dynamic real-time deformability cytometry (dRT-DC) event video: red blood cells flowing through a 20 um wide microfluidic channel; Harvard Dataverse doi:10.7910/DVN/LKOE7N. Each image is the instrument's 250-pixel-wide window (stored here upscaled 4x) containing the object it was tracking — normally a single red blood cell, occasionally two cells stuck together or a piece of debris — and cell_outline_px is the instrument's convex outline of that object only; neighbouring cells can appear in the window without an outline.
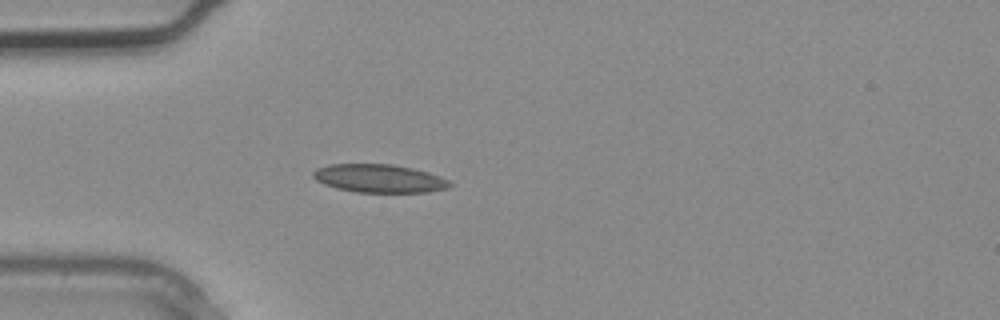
{"species": "common noctule bat (a hibernating species)", "species_latin": "Nyctalus noctula", "temperature_condition": "warm", "stored_images_in_passage": 2, "camera_frame_rate_fps": 3000, "um_per_image_px": 0.085, "animal": {"sex": "male", "body_mass_g": 20.4}, "frame": {"image": 1, "passage_image": 2, "time_ms": 0.333, "image_size_px": [1000, 320], "cell_outline_px": [[452, 184], [448, 188], [428, 192], [356, 192], [336, 188], [324, 184], [316, 180], [312, 176], [312, 172], [316, 168], [328, 164], [392, 164], [412, 168], [428, 172], [440, 176], [448, 180]], "centroid_in_image_um": [32.21, 15.16], "position_along_channel_um": 52.8, "area_um2": 22.54}}